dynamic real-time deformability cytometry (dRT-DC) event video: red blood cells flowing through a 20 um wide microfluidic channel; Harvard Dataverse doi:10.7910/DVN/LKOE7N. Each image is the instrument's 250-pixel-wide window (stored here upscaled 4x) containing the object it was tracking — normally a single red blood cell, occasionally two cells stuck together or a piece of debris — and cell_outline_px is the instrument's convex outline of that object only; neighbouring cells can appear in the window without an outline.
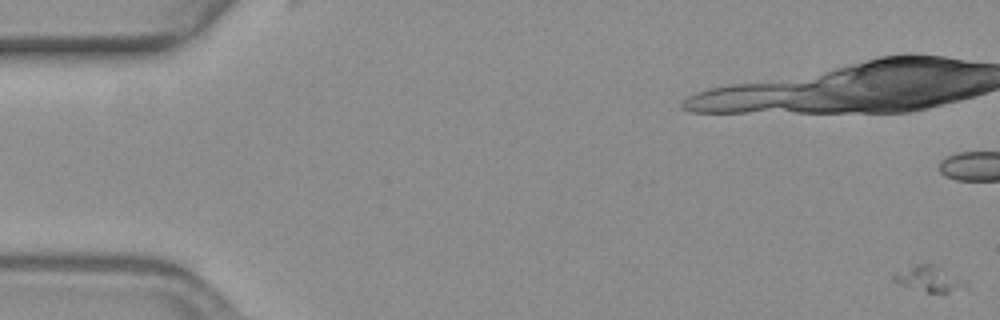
{"species": "common noctule bat (a hibernating species)", "species_latin": "Nyctalus noctula", "temperature_condition": "warm", "stored_images_in_passage": 21, "camera_frame_rate_fps": 3000, "um_per_image_px": 0.085, "animal": {"sex": "female", "body_mass_g": 19.3, "forearm_length_mm": 54.1}, "frame": {"image": 1, "passage_image": 1, "time_ms": 0.0, "image_size_px": [1000, 320], "cell_outline_px": [[968, 284], [948, 292], [928, 292], [900, 284], [892, 280], [892, 276], [896, 272], [916, 264], [936, 264], [968, 280]], "centroid_in_image_um": [79.0, 23.66], "position_along_channel_um": 6.0, "area_um2": 10.69}}